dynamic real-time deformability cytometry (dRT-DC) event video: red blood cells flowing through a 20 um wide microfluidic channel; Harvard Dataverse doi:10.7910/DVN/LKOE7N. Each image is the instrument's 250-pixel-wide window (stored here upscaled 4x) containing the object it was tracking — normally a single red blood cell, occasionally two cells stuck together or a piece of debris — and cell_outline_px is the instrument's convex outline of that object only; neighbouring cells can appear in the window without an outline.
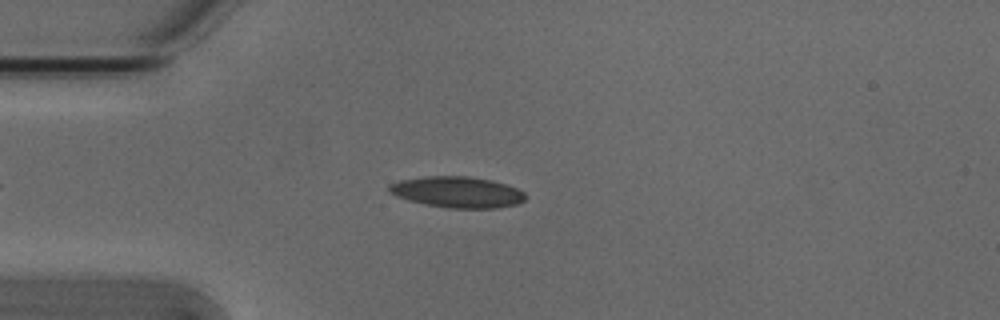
{"species": "Egyptian fruit bat (a non-hibernating species)", "species_latin": "Rousettus aegyptiacus", "temperature_condition": "cold", "stored_images_in_passage": 49, "camera_frame_rate_fps": 3000, "um_per_image_px": 0.085, "animal": {"sex": "male"}, "frame": {"image": 1, "passage_image": 9, "time_ms": 2.667, "image_size_px": [1000, 320], "cell_outline_px": [[524, 200], [516, 204], [496, 208], [448, 208], [408, 200], [396, 196], [388, 192], [388, 184], [400, 180], [424, 176], [468, 176], [492, 180], [516, 188], [524, 192]], "centroid_in_image_um": [38.83, 16.32], "position_along_channel_um": 46.2, "area_um2": 24.57}}
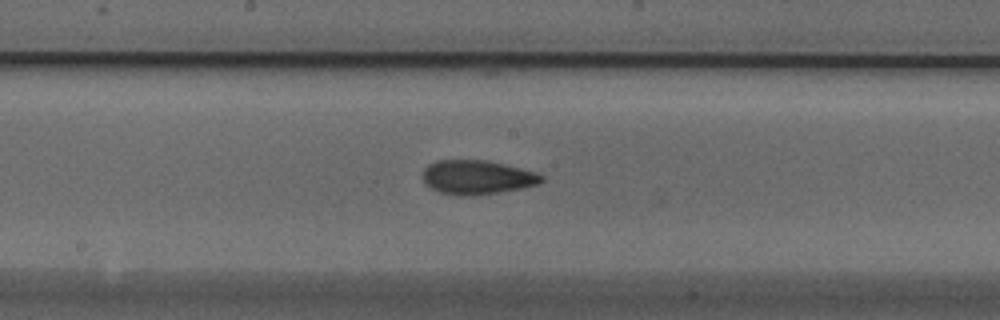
{"frame": {"image": 2, "passage_image": 23, "time_ms": 7.333, "image_size_px": [1000, 320], "cell_outline_px": [[544, 180], [540, 184], [500, 192], [472, 196], [460, 196], [440, 192], [432, 188], [424, 180], [424, 168], [428, 164], [436, 160], [488, 160], [536, 172], [544, 176]], "centroid_in_image_um": [40.58, 15.06], "position_along_channel_um": 207.6, "area_um2": 23.58}}
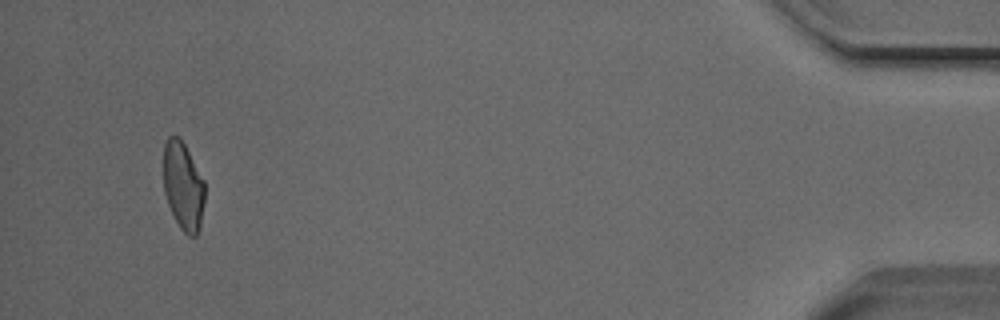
{"frame": {"image": 3, "passage_image": 46, "time_ms": 15.0, "image_size_px": [1000, 320], "cell_outline_px": [[204, 200], [200, 228], [196, 236], [188, 236], [180, 228], [168, 204], [164, 192], [164, 144], [168, 136], [180, 136], [204, 180]], "centroid_in_image_um": [15.57, 15.81], "position_along_channel_um": 419.6, "area_um2": 21.15}, "authors_computed_cell_mechanics": {"area_um2": 23.12, "velocity_mm_per_s": 3.8143, "shape_relaxation_time_tau1_ms": 4.5059, "shape_relaxation_time_tau2_ms": 2.0866, "deformation_change_tau1": 0.1408, "deformation_change_tau2": 0.0834}}